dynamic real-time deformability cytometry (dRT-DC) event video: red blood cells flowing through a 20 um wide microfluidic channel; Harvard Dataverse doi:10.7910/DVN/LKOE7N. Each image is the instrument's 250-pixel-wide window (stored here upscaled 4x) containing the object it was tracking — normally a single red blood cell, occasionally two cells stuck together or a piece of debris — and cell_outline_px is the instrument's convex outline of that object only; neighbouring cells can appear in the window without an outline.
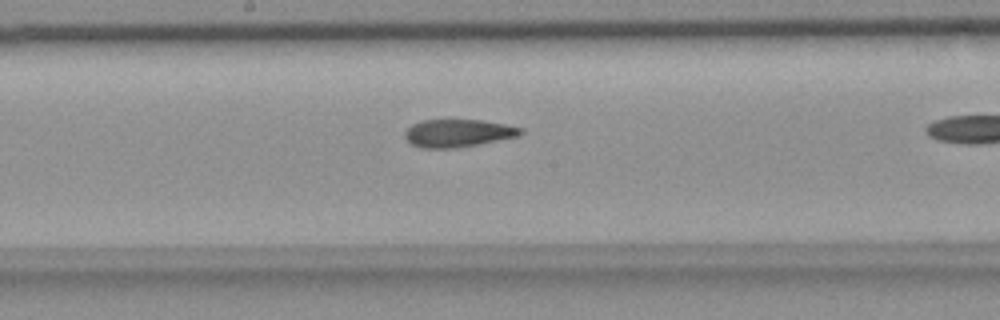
{"species": "common noctule bat (a hibernating species)", "species_latin": "Nyctalus noctula", "temperature_condition": "room temperature", "stored_images_in_passage": 17, "camera_frame_rate_fps": 3000, "um_per_image_px": 0.085, "animal": {"sex": "female", "body_mass_g": 18.4}, "frame": {"image": 1, "passage_image": 12, "time_ms": 3.667, "image_size_px": [1000, 320], "cell_outline_px": [[524, 132], [520, 136], [476, 144], [452, 148], [420, 148], [412, 144], [404, 136], [404, 132], [412, 124], [420, 120], [484, 120], [524, 128]], "centroid_in_image_um": [38.94, 11.3], "position_along_channel_um": 209.3, "area_um2": 18.67}}
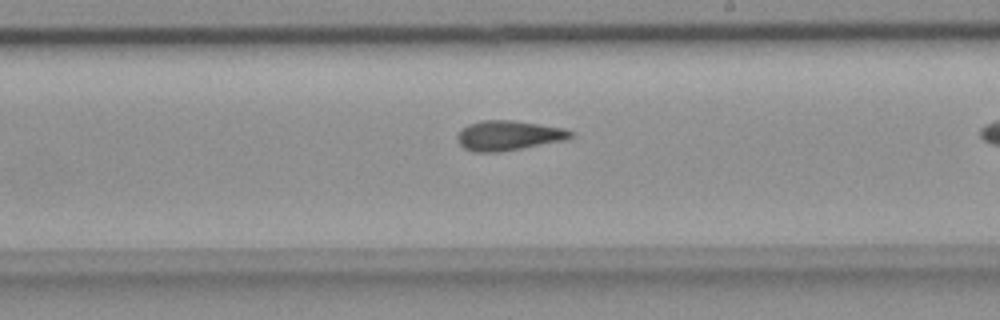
{"frame": {"image": 2, "passage_image": 15, "time_ms": 4.667, "image_size_px": [1000, 320], "cell_outline_px": [[572, 136], [560, 140], [520, 148], [496, 152], [472, 152], [464, 148], [456, 140], [456, 136], [468, 124], [484, 120], [512, 120], [540, 124], [564, 128], [572, 132]], "centroid_in_image_um": [43.15, 11.51], "position_along_channel_um": 245.9, "area_um2": 19.25}}